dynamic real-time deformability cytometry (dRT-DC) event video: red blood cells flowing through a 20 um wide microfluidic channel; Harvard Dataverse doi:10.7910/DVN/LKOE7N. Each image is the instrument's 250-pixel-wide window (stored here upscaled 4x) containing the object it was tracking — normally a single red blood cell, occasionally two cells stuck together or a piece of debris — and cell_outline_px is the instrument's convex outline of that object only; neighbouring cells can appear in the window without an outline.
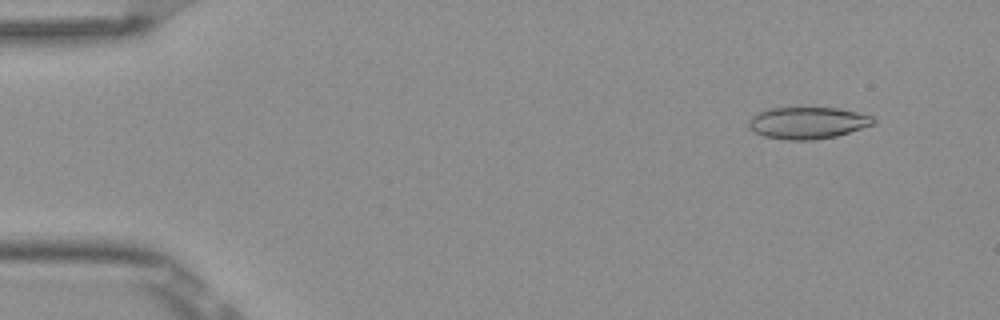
{"species": "Egyptian fruit bat (a non-hibernating species)", "species_latin": "Rousettus aegyptiacus", "temperature_condition": "room temperature", "stored_images_in_passage": 5, "camera_frame_rate_fps": 3000, "um_per_image_px": 0.085, "frame": {"image": 1, "passage_image": 2, "time_ms": 0.333, "image_size_px": [1000, 320], "cell_outline_px": [[876, 120], [872, 124], [836, 136], [812, 140], [788, 140], [764, 136], [748, 128], [748, 120], [756, 112], [768, 108], [836, 108], [856, 112], [872, 116]], "centroid_in_image_um": [68.58, 10.44], "position_along_channel_um": 16.4, "area_um2": 22.95}}
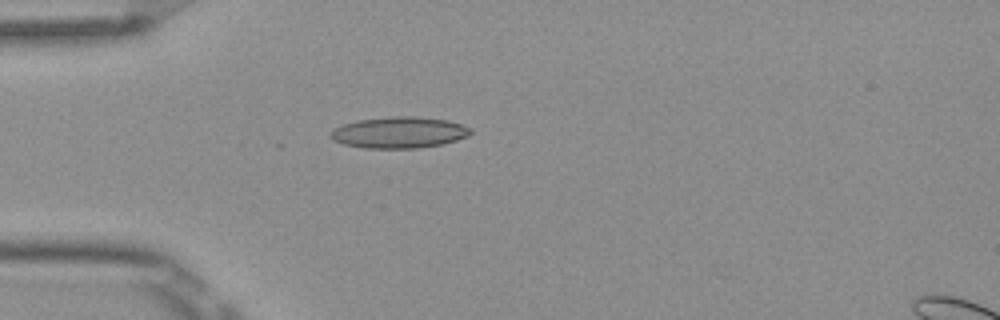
{"frame": {"image": 2, "passage_image": 5, "time_ms": 1.333, "image_size_px": [1000, 320], "cell_outline_px": [[472, 132], [468, 136], [456, 140], [440, 144], [420, 148], [364, 148], [344, 144], [332, 140], [328, 136], [328, 132], [332, 128], [356, 120], [392, 116], [416, 116], [448, 120], [472, 128]], "centroid_in_image_um": [33.88, 11.25], "position_along_channel_um": 51.1, "area_um2": 25.78}}